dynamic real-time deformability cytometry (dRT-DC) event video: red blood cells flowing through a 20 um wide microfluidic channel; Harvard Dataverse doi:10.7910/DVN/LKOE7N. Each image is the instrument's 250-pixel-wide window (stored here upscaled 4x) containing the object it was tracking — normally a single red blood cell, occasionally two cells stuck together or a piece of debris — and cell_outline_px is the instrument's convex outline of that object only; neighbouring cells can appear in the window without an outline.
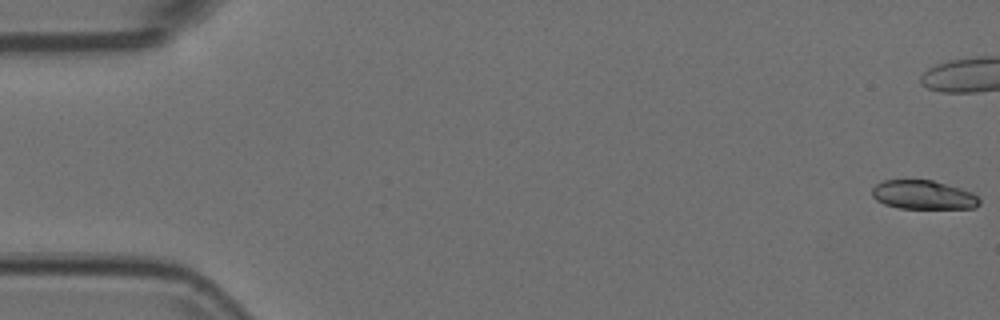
{"species": "Egyptian fruit bat (a non-hibernating species)", "species_latin": "Rousettus aegyptiacus", "temperature_condition": "room temperature", "stored_images_in_passage": 48, "camera_frame_rate_fps": 3000, "um_per_image_px": 0.085, "animal": {"sex": "female"}, "frame": {"image": 1, "passage_image": 1, "time_ms": 0.0, "image_size_px": [1000, 320], "cell_outline_px": [[980, 204], [976, 208], [900, 208], [884, 204], [876, 200], [872, 196], [872, 188], [876, 184], [884, 180], [932, 180], [960, 188], [972, 192], [980, 200]], "centroid_in_image_um": [78.47, 16.56], "position_along_channel_um": 6.5, "area_um2": 18.03}}
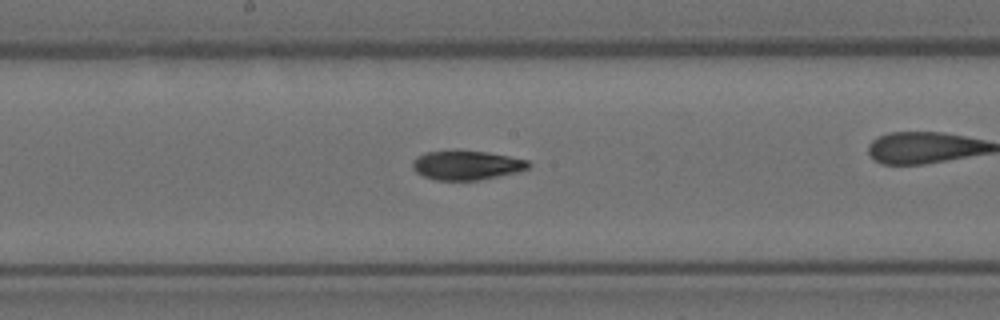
{"frame": {"image": 2, "passage_image": 29, "time_ms": 9.333, "image_size_px": [1000, 320], "cell_outline_px": [[532, 164], [528, 168], [516, 172], [480, 180], [436, 180], [424, 176], [416, 172], [412, 168], [412, 160], [416, 156], [424, 152], [456, 148], [488, 152], [528, 160]], "centroid_in_image_um": [39.61, 14.0], "position_along_channel_um": 208.6, "area_um2": 20.35}}
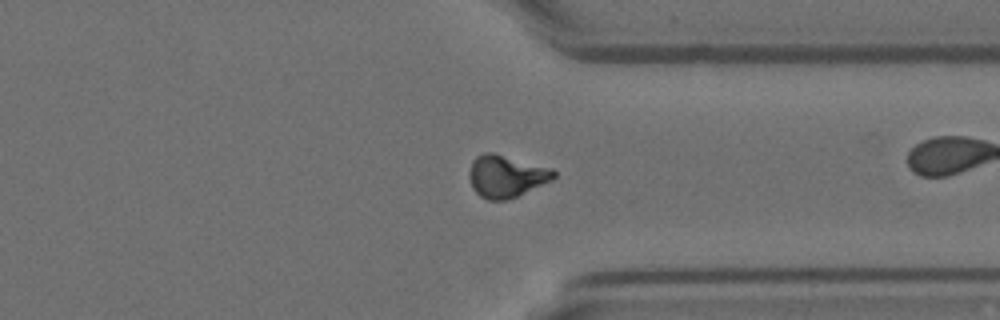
{"frame": {"image": 3, "passage_image": 42, "time_ms": 13.667, "image_size_px": [1000, 320], "cell_outline_px": [[556, 176], [552, 180], [516, 196], [504, 200], [488, 200], [480, 196], [472, 188], [468, 176], [468, 172], [472, 160], [476, 156], [484, 152], [492, 152], [552, 168], [556, 172]], "centroid_in_image_um": [42.99, 14.96], "position_along_channel_um": 368.4, "area_um2": 20.81}}